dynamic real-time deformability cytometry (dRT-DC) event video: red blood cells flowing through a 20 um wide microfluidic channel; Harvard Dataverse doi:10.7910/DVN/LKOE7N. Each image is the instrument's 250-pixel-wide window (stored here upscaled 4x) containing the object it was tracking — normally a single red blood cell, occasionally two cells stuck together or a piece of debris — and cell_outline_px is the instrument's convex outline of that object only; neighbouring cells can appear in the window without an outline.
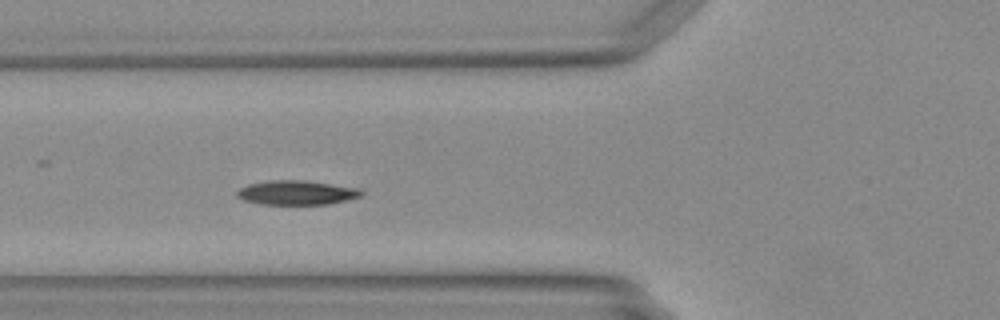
{"species": "Egyptian fruit bat (a non-hibernating species)", "species_latin": "Rousettus aegyptiacus", "temperature_condition": "warm", "stored_images_in_passage": 44, "camera_frame_rate_fps": 3000, "um_per_image_px": 0.085, "animal": {"sex": "female"}, "frame": {"image": 1, "passage_image": 13, "time_ms": 4.0, "image_size_px": [1000, 320], "cell_outline_px": [[364, 192], [360, 196], [348, 200], [332, 204], [260, 204], [244, 200], [236, 196], [236, 192], [240, 188], [248, 184], [272, 180], [304, 180], [360, 188]], "centroid_in_image_um": [25.23, 16.37], "position_along_channel_um": 100.6, "area_um2": 17.69}}